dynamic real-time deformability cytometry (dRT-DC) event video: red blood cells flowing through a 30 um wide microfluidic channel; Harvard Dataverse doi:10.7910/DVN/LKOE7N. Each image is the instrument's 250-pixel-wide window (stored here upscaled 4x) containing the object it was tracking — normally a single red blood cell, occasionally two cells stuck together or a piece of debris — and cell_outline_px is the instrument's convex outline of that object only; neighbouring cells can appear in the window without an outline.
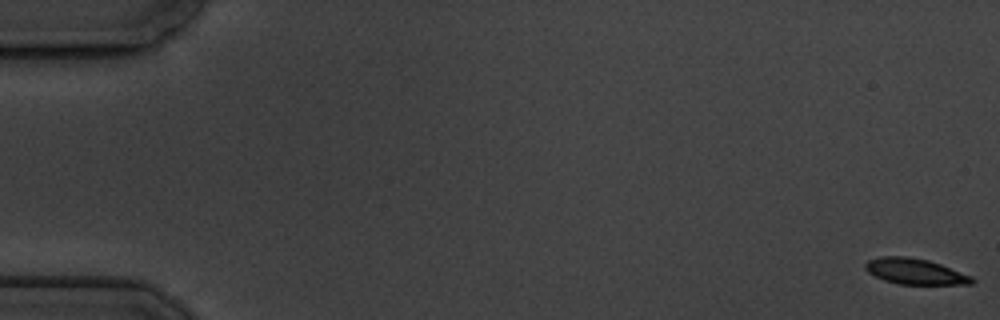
{"species": "common noctule bat (a hibernating species)", "species_latin": "Nyctalus noctula", "temperature_condition": "cold", "stored_images_in_passage": 6, "camera_frame_rate_fps": 3000, "um_per_image_px": 0.085, "animal": {"sex": "male", "body_mass_g": 19.5, "forearm_length_mm": 54.6}, "frame": {"image": 1, "passage_image": 1, "time_ms": 0.0, "image_size_px": [1000, 320], "cell_outline_px": [[976, 280], [972, 284], [900, 284], [884, 280], [868, 272], [864, 268], [864, 264], [868, 260], [880, 256], [908, 256], [928, 260], [940, 264], [972, 276]], "centroid_in_image_um": [77.77, 23.06], "position_along_channel_um": 7.2, "area_um2": 16.01}}
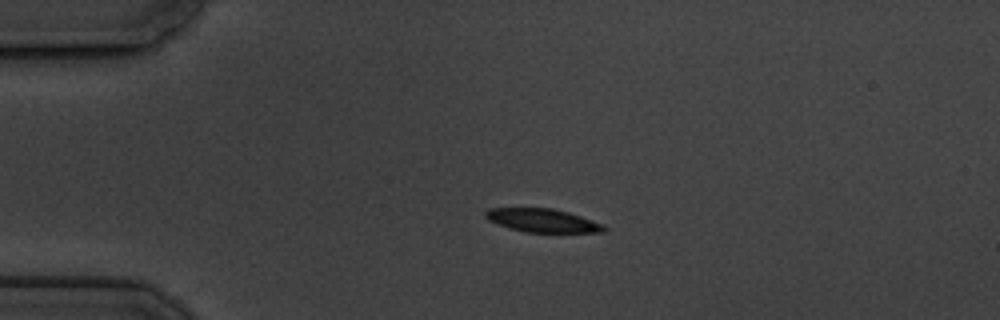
{"frame": {"image": 2, "passage_image": 5, "time_ms": 4.333, "image_size_px": [1000, 320], "cell_outline_px": [[608, 228], [604, 232], [524, 232], [508, 228], [488, 220], [484, 216], [484, 212], [488, 208], [552, 208], [568, 212], [604, 224]], "centroid_in_image_um": [46.1, 18.74], "position_along_channel_um": 38.9, "area_um2": 16.24}}